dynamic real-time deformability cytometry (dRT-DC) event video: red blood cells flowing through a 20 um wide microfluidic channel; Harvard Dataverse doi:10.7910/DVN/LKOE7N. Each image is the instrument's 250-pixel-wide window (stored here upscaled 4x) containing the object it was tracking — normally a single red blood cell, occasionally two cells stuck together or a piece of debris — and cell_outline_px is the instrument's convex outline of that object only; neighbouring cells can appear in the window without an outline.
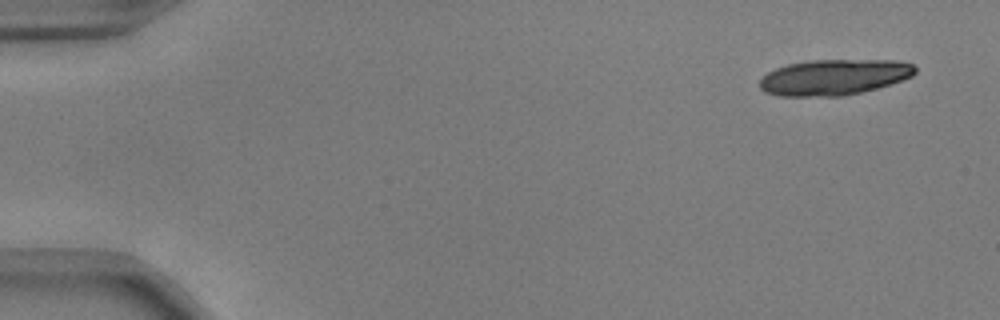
{"species": "common noctule bat (a hibernating species)", "species_latin": "Nyctalus noctula", "temperature_condition": "warm", "stored_images_in_passage": 17, "camera_frame_rate_fps": 3000, "um_per_image_px": 0.085, "animal": {"sex": "male", "body_mass_g": 17.9, "forearm_length_mm": 54.2}, "frame": {"image": 1, "passage_image": 1, "time_ms": 0.0, "image_size_px": [1000, 320], "cell_outline_px": [[916, 72], [912, 76], [876, 88], [844, 96], [780, 96], [764, 92], [760, 88], [760, 80], [768, 72], [776, 68], [788, 64], [812, 60], [896, 60], [912, 64], [916, 68]], "centroid_in_image_um": [70.87, 6.56], "position_along_channel_um": 14.1, "area_um2": 32.19}}